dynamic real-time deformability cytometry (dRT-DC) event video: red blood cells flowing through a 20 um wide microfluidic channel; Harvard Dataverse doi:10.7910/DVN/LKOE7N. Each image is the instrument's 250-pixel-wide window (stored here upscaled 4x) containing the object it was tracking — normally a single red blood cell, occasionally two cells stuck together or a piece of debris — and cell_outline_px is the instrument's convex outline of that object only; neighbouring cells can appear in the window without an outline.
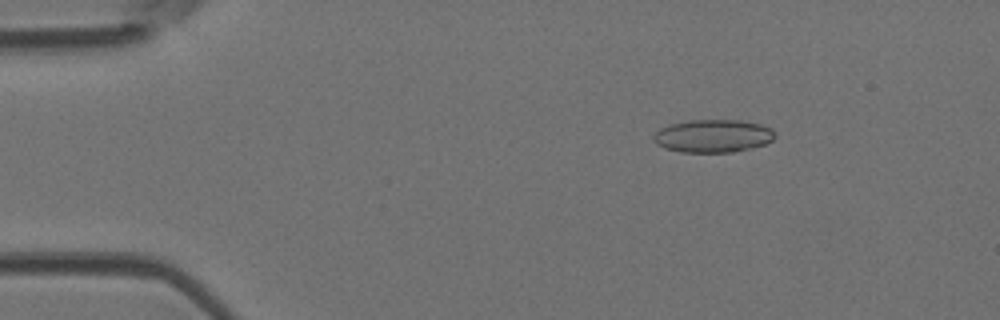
{"species": "Egyptian fruit bat (a non-hibernating species)", "species_latin": "Rousettus aegyptiacus", "temperature_condition": "room temperature", "stored_images_in_passage": 5, "camera_frame_rate_fps": 3000, "um_per_image_px": 0.085, "animal": {"sex": "female"}, "frame": {"image": 1, "passage_image": 3, "time_ms": 0.667, "image_size_px": [1000, 320], "cell_outline_px": [[776, 136], [772, 140], [764, 144], [732, 152], [680, 152], [664, 148], [656, 144], [652, 140], [652, 136], [660, 128], [668, 124], [688, 120], [740, 120], [760, 124], [772, 128], [776, 132]], "centroid_in_image_um": [60.57, 11.55], "position_along_channel_um": 24.4, "area_um2": 23.47}}
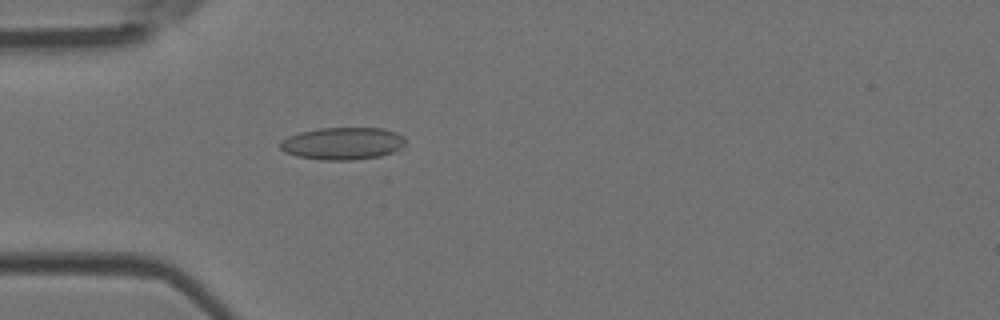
{"frame": {"image": 2, "passage_image": 5, "time_ms": 1.333, "image_size_px": [1000, 320], "cell_outline_px": [[404, 144], [400, 152], [380, 156], [352, 160], [320, 160], [296, 156], [284, 152], [280, 148], [280, 140], [288, 136], [300, 132], [316, 128], [384, 128], [396, 132], [404, 136]], "centroid_in_image_um": [29.15, 12.2], "position_along_channel_um": 55.9, "area_um2": 24.04}}